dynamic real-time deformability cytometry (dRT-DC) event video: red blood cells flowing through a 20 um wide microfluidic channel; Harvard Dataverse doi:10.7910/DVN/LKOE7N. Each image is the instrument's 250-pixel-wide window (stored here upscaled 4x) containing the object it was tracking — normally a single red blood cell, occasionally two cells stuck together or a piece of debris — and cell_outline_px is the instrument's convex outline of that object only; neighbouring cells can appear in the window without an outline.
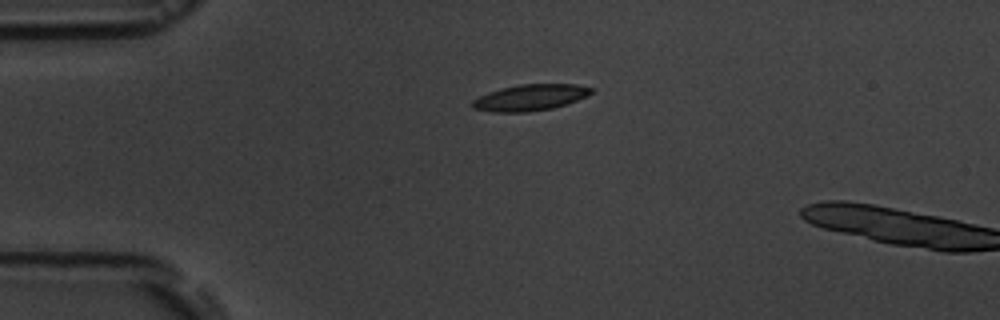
{"species": "common noctule bat (a hibernating species)", "species_latin": "Nyctalus noctula", "temperature_condition": "room temperature", "stored_images_in_passage": 3, "camera_frame_rate_fps": 3000, "um_per_image_px": 0.085, "animal": {"sex": "male", "body_mass_g": 19.5, "forearm_length_mm": 54.6}, "frame": {"image": 1, "passage_image": 3, "time_ms": 2.333, "image_size_px": [1000, 320], "cell_outline_px": [[592, 92], [588, 96], [552, 108], [528, 112], [492, 112], [472, 108], [472, 100], [488, 92], [500, 88], [516, 84], [576, 84], [592, 88]], "centroid_in_image_um": [45.03, 8.28], "position_along_channel_um": 40.0, "area_um2": 18.15}}